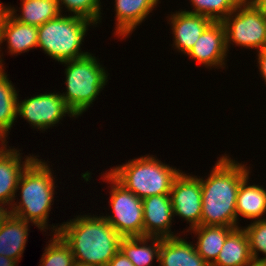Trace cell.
<instances>
[{
  "label": "cell",
  "instance_id": "cell-6",
  "mask_svg": "<svg viewBox=\"0 0 266 266\" xmlns=\"http://www.w3.org/2000/svg\"><path fill=\"white\" fill-rule=\"evenodd\" d=\"M95 26L85 18L62 15L38 26V48L60 63L82 58L89 52L81 51L89 26Z\"/></svg>",
  "mask_w": 266,
  "mask_h": 266
},
{
  "label": "cell",
  "instance_id": "cell-5",
  "mask_svg": "<svg viewBox=\"0 0 266 266\" xmlns=\"http://www.w3.org/2000/svg\"><path fill=\"white\" fill-rule=\"evenodd\" d=\"M91 53L88 55L62 62L66 75V92L60 93L67 107L76 117L93 104L99 93L108 82V73Z\"/></svg>",
  "mask_w": 266,
  "mask_h": 266
},
{
  "label": "cell",
  "instance_id": "cell-21",
  "mask_svg": "<svg viewBox=\"0 0 266 266\" xmlns=\"http://www.w3.org/2000/svg\"><path fill=\"white\" fill-rule=\"evenodd\" d=\"M249 175L241 182L236 199L237 217L261 220L266 213V189L261 185H249Z\"/></svg>",
  "mask_w": 266,
  "mask_h": 266
},
{
  "label": "cell",
  "instance_id": "cell-8",
  "mask_svg": "<svg viewBox=\"0 0 266 266\" xmlns=\"http://www.w3.org/2000/svg\"><path fill=\"white\" fill-rule=\"evenodd\" d=\"M102 176L111 184L109 203L114 213L103 217L122 237L144 236L142 199L127 190L109 172Z\"/></svg>",
  "mask_w": 266,
  "mask_h": 266
},
{
  "label": "cell",
  "instance_id": "cell-19",
  "mask_svg": "<svg viewBox=\"0 0 266 266\" xmlns=\"http://www.w3.org/2000/svg\"><path fill=\"white\" fill-rule=\"evenodd\" d=\"M252 261L247 233L239 227L227 236L217 259L210 266H246Z\"/></svg>",
  "mask_w": 266,
  "mask_h": 266
},
{
  "label": "cell",
  "instance_id": "cell-27",
  "mask_svg": "<svg viewBox=\"0 0 266 266\" xmlns=\"http://www.w3.org/2000/svg\"><path fill=\"white\" fill-rule=\"evenodd\" d=\"M60 11L63 7L71 12L73 16L85 18L95 24L101 22V2L100 0H57ZM64 5V6H63Z\"/></svg>",
  "mask_w": 266,
  "mask_h": 266
},
{
  "label": "cell",
  "instance_id": "cell-22",
  "mask_svg": "<svg viewBox=\"0 0 266 266\" xmlns=\"http://www.w3.org/2000/svg\"><path fill=\"white\" fill-rule=\"evenodd\" d=\"M21 14L14 6H6L7 12L21 23L41 26L61 14L57 0H21Z\"/></svg>",
  "mask_w": 266,
  "mask_h": 266
},
{
  "label": "cell",
  "instance_id": "cell-17",
  "mask_svg": "<svg viewBox=\"0 0 266 266\" xmlns=\"http://www.w3.org/2000/svg\"><path fill=\"white\" fill-rule=\"evenodd\" d=\"M192 243L181 236L162 238L159 266H210Z\"/></svg>",
  "mask_w": 266,
  "mask_h": 266
},
{
  "label": "cell",
  "instance_id": "cell-34",
  "mask_svg": "<svg viewBox=\"0 0 266 266\" xmlns=\"http://www.w3.org/2000/svg\"><path fill=\"white\" fill-rule=\"evenodd\" d=\"M18 262L9 258V257H6L4 255H0V266H17Z\"/></svg>",
  "mask_w": 266,
  "mask_h": 266
},
{
  "label": "cell",
  "instance_id": "cell-1",
  "mask_svg": "<svg viewBox=\"0 0 266 266\" xmlns=\"http://www.w3.org/2000/svg\"><path fill=\"white\" fill-rule=\"evenodd\" d=\"M207 179L200 178L202 213L200 225L239 228L236 199L241 182L250 174V167L222 155Z\"/></svg>",
  "mask_w": 266,
  "mask_h": 266
},
{
  "label": "cell",
  "instance_id": "cell-29",
  "mask_svg": "<svg viewBox=\"0 0 266 266\" xmlns=\"http://www.w3.org/2000/svg\"><path fill=\"white\" fill-rule=\"evenodd\" d=\"M107 266H134V264L119 250Z\"/></svg>",
  "mask_w": 266,
  "mask_h": 266
},
{
  "label": "cell",
  "instance_id": "cell-15",
  "mask_svg": "<svg viewBox=\"0 0 266 266\" xmlns=\"http://www.w3.org/2000/svg\"><path fill=\"white\" fill-rule=\"evenodd\" d=\"M159 0H115L116 26L114 34L127 38L156 8Z\"/></svg>",
  "mask_w": 266,
  "mask_h": 266
},
{
  "label": "cell",
  "instance_id": "cell-35",
  "mask_svg": "<svg viewBox=\"0 0 266 266\" xmlns=\"http://www.w3.org/2000/svg\"><path fill=\"white\" fill-rule=\"evenodd\" d=\"M0 141H1L0 142L1 143L0 144L1 145L0 152H1L2 150H4L7 147V143H8L6 136L2 132H0Z\"/></svg>",
  "mask_w": 266,
  "mask_h": 266
},
{
  "label": "cell",
  "instance_id": "cell-4",
  "mask_svg": "<svg viewBox=\"0 0 266 266\" xmlns=\"http://www.w3.org/2000/svg\"><path fill=\"white\" fill-rule=\"evenodd\" d=\"M108 172L127 190L144 199L170 194L173 182L181 170L148 154L112 167Z\"/></svg>",
  "mask_w": 266,
  "mask_h": 266
},
{
  "label": "cell",
  "instance_id": "cell-26",
  "mask_svg": "<svg viewBox=\"0 0 266 266\" xmlns=\"http://www.w3.org/2000/svg\"><path fill=\"white\" fill-rule=\"evenodd\" d=\"M243 0H190L192 11L190 13L209 17L214 22H221L230 14Z\"/></svg>",
  "mask_w": 266,
  "mask_h": 266
},
{
  "label": "cell",
  "instance_id": "cell-2",
  "mask_svg": "<svg viewBox=\"0 0 266 266\" xmlns=\"http://www.w3.org/2000/svg\"><path fill=\"white\" fill-rule=\"evenodd\" d=\"M51 226L70 247L76 263L107 266L120 250L122 236L103 216L79 215L59 227Z\"/></svg>",
  "mask_w": 266,
  "mask_h": 266
},
{
  "label": "cell",
  "instance_id": "cell-7",
  "mask_svg": "<svg viewBox=\"0 0 266 266\" xmlns=\"http://www.w3.org/2000/svg\"><path fill=\"white\" fill-rule=\"evenodd\" d=\"M221 22L225 27L227 50L230 44L257 51L266 46V16L246 0Z\"/></svg>",
  "mask_w": 266,
  "mask_h": 266
},
{
  "label": "cell",
  "instance_id": "cell-11",
  "mask_svg": "<svg viewBox=\"0 0 266 266\" xmlns=\"http://www.w3.org/2000/svg\"><path fill=\"white\" fill-rule=\"evenodd\" d=\"M226 32L222 22H213L194 43L187 54L199 64L208 67H221L226 64L228 54Z\"/></svg>",
  "mask_w": 266,
  "mask_h": 266
},
{
  "label": "cell",
  "instance_id": "cell-9",
  "mask_svg": "<svg viewBox=\"0 0 266 266\" xmlns=\"http://www.w3.org/2000/svg\"><path fill=\"white\" fill-rule=\"evenodd\" d=\"M65 114L77 118L67 107L60 93H41L22 101L18 99L17 115L40 131L57 124Z\"/></svg>",
  "mask_w": 266,
  "mask_h": 266
},
{
  "label": "cell",
  "instance_id": "cell-18",
  "mask_svg": "<svg viewBox=\"0 0 266 266\" xmlns=\"http://www.w3.org/2000/svg\"><path fill=\"white\" fill-rule=\"evenodd\" d=\"M29 222L14 215L0 227V255L19 262L28 240Z\"/></svg>",
  "mask_w": 266,
  "mask_h": 266
},
{
  "label": "cell",
  "instance_id": "cell-32",
  "mask_svg": "<svg viewBox=\"0 0 266 266\" xmlns=\"http://www.w3.org/2000/svg\"><path fill=\"white\" fill-rule=\"evenodd\" d=\"M252 7L260 10L266 16V0H246Z\"/></svg>",
  "mask_w": 266,
  "mask_h": 266
},
{
  "label": "cell",
  "instance_id": "cell-12",
  "mask_svg": "<svg viewBox=\"0 0 266 266\" xmlns=\"http://www.w3.org/2000/svg\"><path fill=\"white\" fill-rule=\"evenodd\" d=\"M144 236L176 237L171 232L173 208L170 194L155 195L142 199Z\"/></svg>",
  "mask_w": 266,
  "mask_h": 266
},
{
  "label": "cell",
  "instance_id": "cell-16",
  "mask_svg": "<svg viewBox=\"0 0 266 266\" xmlns=\"http://www.w3.org/2000/svg\"><path fill=\"white\" fill-rule=\"evenodd\" d=\"M5 41L11 55L37 49L38 27L21 23L7 12L1 26V43Z\"/></svg>",
  "mask_w": 266,
  "mask_h": 266
},
{
  "label": "cell",
  "instance_id": "cell-3",
  "mask_svg": "<svg viewBox=\"0 0 266 266\" xmlns=\"http://www.w3.org/2000/svg\"><path fill=\"white\" fill-rule=\"evenodd\" d=\"M49 166L47 161L43 162L37 156L27 165L16 189L17 192L20 190L21 199L10 207L12 215L33 223L45 232L56 188Z\"/></svg>",
  "mask_w": 266,
  "mask_h": 266
},
{
  "label": "cell",
  "instance_id": "cell-14",
  "mask_svg": "<svg viewBox=\"0 0 266 266\" xmlns=\"http://www.w3.org/2000/svg\"><path fill=\"white\" fill-rule=\"evenodd\" d=\"M21 150L6 147L0 152V202L12 205L17 197V185L19 178L27 165L36 157L34 155L20 156ZM22 158V159H21ZM16 193V194H15Z\"/></svg>",
  "mask_w": 266,
  "mask_h": 266
},
{
  "label": "cell",
  "instance_id": "cell-37",
  "mask_svg": "<svg viewBox=\"0 0 266 266\" xmlns=\"http://www.w3.org/2000/svg\"><path fill=\"white\" fill-rule=\"evenodd\" d=\"M75 266H90V265H84V264L76 263Z\"/></svg>",
  "mask_w": 266,
  "mask_h": 266
},
{
  "label": "cell",
  "instance_id": "cell-25",
  "mask_svg": "<svg viewBox=\"0 0 266 266\" xmlns=\"http://www.w3.org/2000/svg\"><path fill=\"white\" fill-rule=\"evenodd\" d=\"M49 242L39 266H75V258L70 247L58 234H53Z\"/></svg>",
  "mask_w": 266,
  "mask_h": 266
},
{
  "label": "cell",
  "instance_id": "cell-23",
  "mask_svg": "<svg viewBox=\"0 0 266 266\" xmlns=\"http://www.w3.org/2000/svg\"><path fill=\"white\" fill-rule=\"evenodd\" d=\"M149 241H151V244L148 245ZM161 241L162 238L160 237H122L120 251L134 266H151L154 257L159 261Z\"/></svg>",
  "mask_w": 266,
  "mask_h": 266
},
{
  "label": "cell",
  "instance_id": "cell-28",
  "mask_svg": "<svg viewBox=\"0 0 266 266\" xmlns=\"http://www.w3.org/2000/svg\"><path fill=\"white\" fill-rule=\"evenodd\" d=\"M246 231L250 253L253 261L266 262V217L258 221L251 222L247 227H243ZM259 252L264 254V257H258Z\"/></svg>",
  "mask_w": 266,
  "mask_h": 266
},
{
  "label": "cell",
  "instance_id": "cell-10",
  "mask_svg": "<svg viewBox=\"0 0 266 266\" xmlns=\"http://www.w3.org/2000/svg\"><path fill=\"white\" fill-rule=\"evenodd\" d=\"M170 197L174 217L179 216L189 222L188 230L200 226L202 213V191L200 177L180 172L174 180Z\"/></svg>",
  "mask_w": 266,
  "mask_h": 266
},
{
  "label": "cell",
  "instance_id": "cell-36",
  "mask_svg": "<svg viewBox=\"0 0 266 266\" xmlns=\"http://www.w3.org/2000/svg\"><path fill=\"white\" fill-rule=\"evenodd\" d=\"M246 266H266L265 262L259 261H252L251 263L247 264Z\"/></svg>",
  "mask_w": 266,
  "mask_h": 266
},
{
  "label": "cell",
  "instance_id": "cell-33",
  "mask_svg": "<svg viewBox=\"0 0 266 266\" xmlns=\"http://www.w3.org/2000/svg\"><path fill=\"white\" fill-rule=\"evenodd\" d=\"M6 13H7V7L4 5V4H2L1 3V1H0V45L2 46V43H1V26H2V22H3V19H4V17H5V15H6ZM0 49H1V47H0ZM0 52H1V50H0ZM3 55H1V53H0V67H3V60H2V57Z\"/></svg>",
  "mask_w": 266,
  "mask_h": 266
},
{
  "label": "cell",
  "instance_id": "cell-31",
  "mask_svg": "<svg viewBox=\"0 0 266 266\" xmlns=\"http://www.w3.org/2000/svg\"><path fill=\"white\" fill-rule=\"evenodd\" d=\"M5 206H7V204L0 202V227L11 215L10 207H8L7 209V207L5 208Z\"/></svg>",
  "mask_w": 266,
  "mask_h": 266
},
{
  "label": "cell",
  "instance_id": "cell-13",
  "mask_svg": "<svg viewBox=\"0 0 266 266\" xmlns=\"http://www.w3.org/2000/svg\"><path fill=\"white\" fill-rule=\"evenodd\" d=\"M173 37V46L178 52L187 55L200 35L214 22L209 17L190 13L184 9L169 17Z\"/></svg>",
  "mask_w": 266,
  "mask_h": 266
},
{
  "label": "cell",
  "instance_id": "cell-30",
  "mask_svg": "<svg viewBox=\"0 0 266 266\" xmlns=\"http://www.w3.org/2000/svg\"><path fill=\"white\" fill-rule=\"evenodd\" d=\"M257 62L259 65L258 69H259V72H260V75L262 76V78L265 80V83H266V46L261 49V50H258L257 51Z\"/></svg>",
  "mask_w": 266,
  "mask_h": 266
},
{
  "label": "cell",
  "instance_id": "cell-24",
  "mask_svg": "<svg viewBox=\"0 0 266 266\" xmlns=\"http://www.w3.org/2000/svg\"><path fill=\"white\" fill-rule=\"evenodd\" d=\"M5 67H0V132L6 137L10 133L17 115L18 93L4 72Z\"/></svg>",
  "mask_w": 266,
  "mask_h": 266
},
{
  "label": "cell",
  "instance_id": "cell-20",
  "mask_svg": "<svg viewBox=\"0 0 266 266\" xmlns=\"http://www.w3.org/2000/svg\"><path fill=\"white\" fill-rule=\"evenodd\" d=\"M234 227L216 226V225H200L186 232L196 234L197 242L196 251L202 258L211 265L220 253L227 236L234 230Z\"/></svg>",
  "mask_w": 266,
  "mask_h": 266
}]
</instances>
